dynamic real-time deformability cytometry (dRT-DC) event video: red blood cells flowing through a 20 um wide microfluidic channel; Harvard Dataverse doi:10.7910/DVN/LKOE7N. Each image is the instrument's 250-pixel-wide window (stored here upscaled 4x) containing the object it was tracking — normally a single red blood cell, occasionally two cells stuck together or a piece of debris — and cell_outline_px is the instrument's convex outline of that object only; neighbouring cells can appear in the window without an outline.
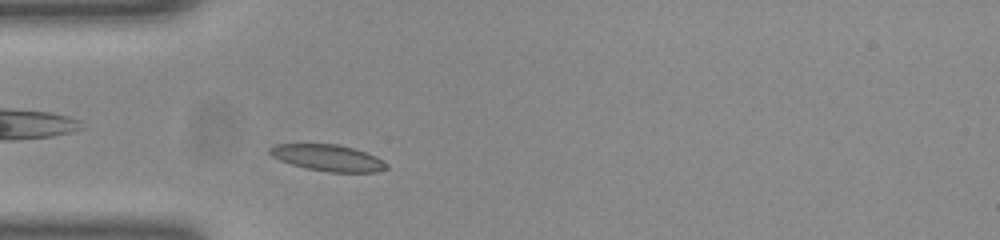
{"species": "common noctule bat (a hibernating species)", "species_latin": "Nyctalus noctula", "temperature_condition": "room temperature", "stored_images_in_passage": 37, "camera_frame_rate_fps": 3000, "um_per_image_px": 0.085, "animal": {"sex": "female", "body_mass_g": 23.0, "forearm_length_mm": 53.4}, "frame": {"image": 1, "passage_image": 5, "time_ms": 1.333, "image_size_px": [1000, 240], "cell_outline_px": [[388, 168], [376, 172], [328, 172], [304, 168], [280, 160], [272, 156], [268, 152], [268, 148], [276, 144], [336, 144], [352, 148], [376, 156], [384, 160], [388, 164]], "centroid_in_image_um": [27.87, 13.42], "position_along_channel_um": 57.1, "area_um2": 17.98}}
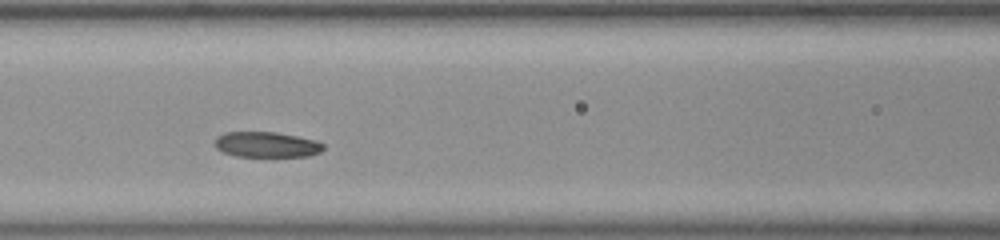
{"frame": {"image": 2, "passage_image": 12, "time_ms": 3.667, "image_size_px": [1000, 240], "cell_outline_px": [[324, 148], [320, 152], [308, 156], [236, 156], [224, 152], [216, 148], [216, 136], [224, 132], [276, 132], [316, 140], [324, 144]], "centroid_in_image_um": [22.67, 12.28], "position_along_channel_um": 143.9, "area_um2": 16.01}}
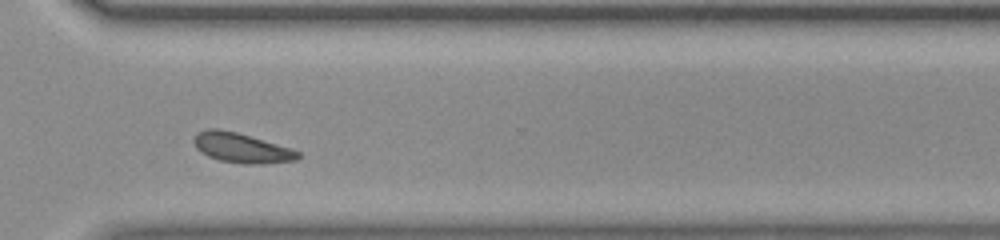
{"frame": {"image": 3, "passage_image": 28, "time_ms": 9.0, "image_size_px": [1000, 240], "cell_outline_px": [[300, 156], [296, 160], [264, 164], [244, 164], [220, 160], [208, 156], [200, 152], [196, 148], [192, 140], [200, 132], [208, 128], [220, 128], [236, 132], [288, 148], [300, 152]], "centroid_in_image_um": [20.49, 12.58], "position_along_channel_um": 350.1, "area_um2": 17.8}, "authors_computed_cell_mechanics": {"area_um2": 17.5134, "velocity_mm_per_s": 3.8646, "shape_relaxation_time_tau1_ms": 1.9175, "shape_relaxation_time_tau2_ms": null, "deformation_change_tau1": 0.0714, "deformation_change_tau2": null}}